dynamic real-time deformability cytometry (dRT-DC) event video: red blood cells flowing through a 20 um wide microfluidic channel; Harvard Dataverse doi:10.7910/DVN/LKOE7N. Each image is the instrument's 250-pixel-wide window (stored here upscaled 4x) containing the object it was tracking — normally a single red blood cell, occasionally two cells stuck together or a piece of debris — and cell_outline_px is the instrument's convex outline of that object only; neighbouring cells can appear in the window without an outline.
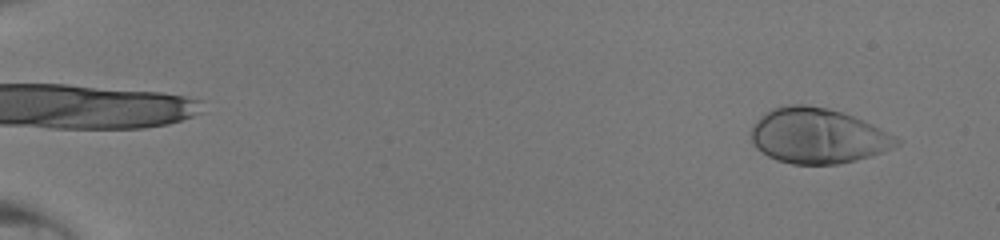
{"species": "human", "species_latin": "Homo sapiens", "temperature_condition": "room temperature", "stored_images_in_passage": 47, "camera_frame_rate_fps": 3000, "um_per_image_px": 0.085, "donor": {"sex": "male"}, "frame": {"image": 1, "passage_image": 3, "time_ms": 0.667, "image_size_px": [1000, 240], "cell_outline_px": [[900, 144], [892, 148], [856, 160], [840, 164], [792, 164], [776, 160], [768, 156], [756, 148], [752, 140], [752, 124], [764, 112], [772, 108], [788, 104], [804, 104], [828, 108], [852, 116], [872, 124], [896, 136], [900, 140]], "centroid_in_image_um": [69.48, 11.54], "position_along_channel_um": 15.5, "area_um2": 46.76}}
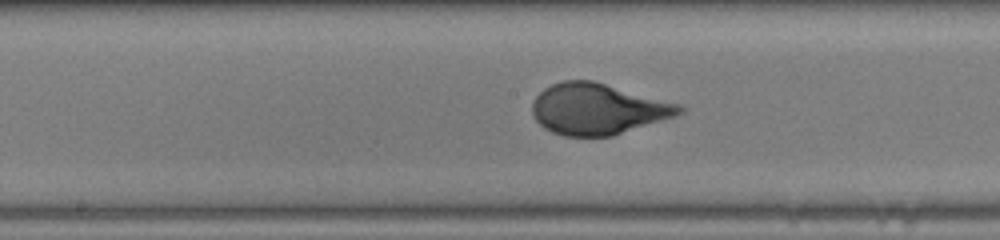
{"frame": {"image": 2, "passage_image": 27, "time_ms": 8.667, "image_size_px": [1000, 240], "cell_outline_px": [[684, 112], [676, 116], [612, 136], [564, 136], [552, 132], [544, 128], [536, 120], [532, 112], [532, 104], [536, 96], [544, 88], [552, 84], [564, 80], [592, 80], [680, 104], [684, 108]], "centroid_in_image_um": [50.81, 9.26], "position_along_channel_um": 197.4, "area_um2": 43.64}}
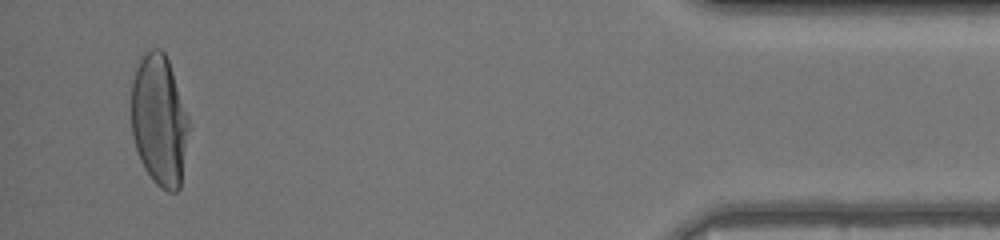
{"frame": {"image": 3, "passage_image": 46, "time_ms": 15.0, "image_size_px": [1000, 240], "cell_outline_px": [[188, 128], [180, 188], [176, 192], [168, 192], [160, 188], [152, 180], [144, 168], [140, 160], [132, 136], [132, 80], [136, 68], [144, 52], [152, 48], [160, 48], [164, 52], [168, 60], [188, 116]], "centroid_in_image_um": [13.52, 10.24], "position_along_channel_um": 421.7, "area_um2": 43.64}}